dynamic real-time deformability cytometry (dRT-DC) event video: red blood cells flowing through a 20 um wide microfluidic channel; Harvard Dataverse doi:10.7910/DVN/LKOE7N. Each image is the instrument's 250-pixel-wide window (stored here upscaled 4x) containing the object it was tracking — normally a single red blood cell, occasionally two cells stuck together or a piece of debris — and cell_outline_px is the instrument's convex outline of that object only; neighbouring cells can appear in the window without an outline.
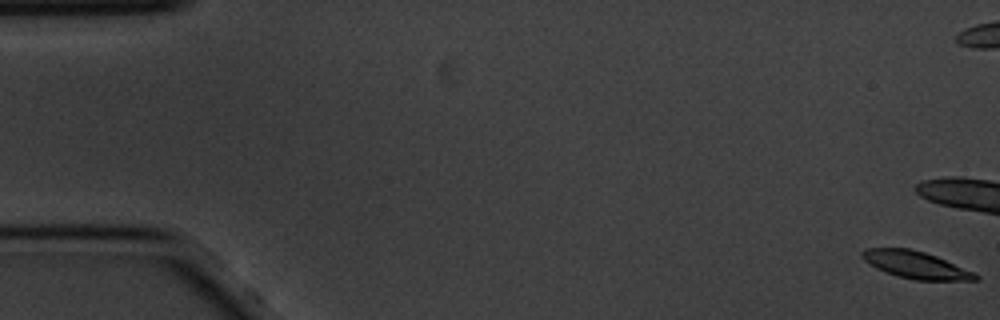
{"species": "common noctule bat (a hibernating species)", "species_latin": "Nyctalus noctula", "temperature_condition": "cold", "stored_images_in_passage": 18, "camera_frame_rate_fps": 3000, "um_per_image_px": 0.085, "animal": {"sex": "male", "body_mass_g": 20.1, "forearm_length_mm": 53.5}, "frame": {"image": 1, "passage_image": 1, "time_ms": 0.0, "image_size_px": [1000, 320], "cell_outline_px": [[980, 280], [916, 280], [900, 276], [876, 268], [864, 260], [860, 256], [860, 252], [868, 248], [908, 248], [924, 252], [936, 256], [972, 272], [980, 276]], "centroid_in_image_um": [77.82, 22.5], "position_along_channel_um": 7.2, "area_um2": 17.57}}